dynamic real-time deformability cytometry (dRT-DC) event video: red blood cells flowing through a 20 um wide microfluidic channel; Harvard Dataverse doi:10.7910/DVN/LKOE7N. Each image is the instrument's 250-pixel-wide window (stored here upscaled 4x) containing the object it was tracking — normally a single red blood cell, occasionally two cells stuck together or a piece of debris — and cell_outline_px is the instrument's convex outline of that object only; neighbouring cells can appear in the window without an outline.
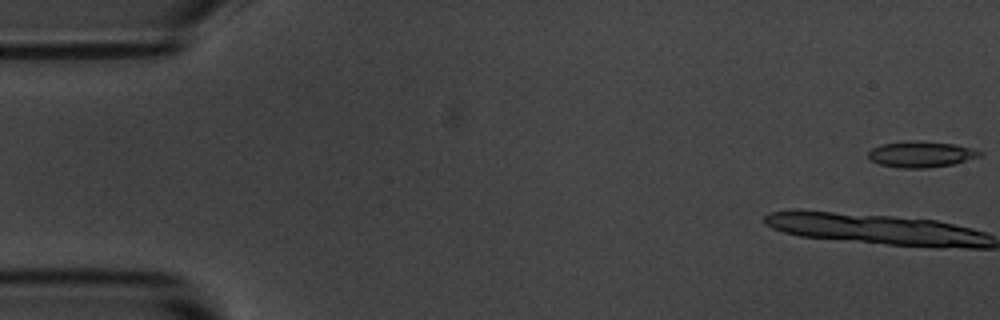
{"species": "common noctule bat (a hibernating species)", "species_latin": "Nyctalus noctula", "temperature_condition": "room temperature", "stored_images_in_passage": 11, "camera_frame_rate_fps": 3000, "um_per_image_px": 0.085, "animal": {"sex": "male", "body_mass_g": 20.1, "forearm_length_mm": 53.5}, "frame": {"image": 1, "passage_image": 1, "time_ms": 0.0, "image_size_px": [1000, 320], "cell_outline_px": [[984, 152], [980, 156], [956, 164], [924, 168], [900, 168], [880, 164], [872, 160], [868, 156], [868, 152], [872, 148], [880, 144], [908, 140], [916, 140], [956, 144], [972, 148]], "centroid_in_image_um": [78.31, 13.1], "position_along_channel_um": 6.7, "area_um2": 17.11}}